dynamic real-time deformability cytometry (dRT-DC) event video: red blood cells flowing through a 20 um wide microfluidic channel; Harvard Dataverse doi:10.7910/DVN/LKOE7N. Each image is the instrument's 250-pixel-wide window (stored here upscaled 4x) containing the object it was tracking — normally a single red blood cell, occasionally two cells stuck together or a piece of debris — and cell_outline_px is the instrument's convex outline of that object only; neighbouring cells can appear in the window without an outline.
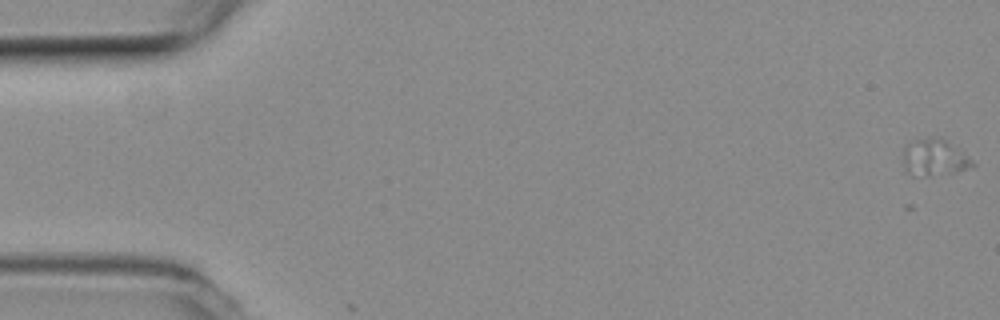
{"species": "common noctule bat (a hibernating species)", "species_latin": "Nyctalus noctula", "temperature_condition": "room temperature", "stored_images_in_passage": 4, "camera_frame_rate_fps": 3000, "um_per_image_px": 0.085, "animal": {"sex": "female", "body_mass_g": 19.3, "forearm_length_mm": 54.1}, "frame": {"image": 1, "passage_image": 1, "time_ms": 0.0, "image_size_px": [1000, 320], "cell_outline_px": [[976, 164], [964, 168], [948, 172], [924, 176], [912, 176], [904, 168], [904, 148], [912, 140], [928, 136], [940, 136], [972, 160]], "centroid_in_image_um": [79.34, 13.35], "position_along_channel_um": 5.7, "area_um2": 14.45}}